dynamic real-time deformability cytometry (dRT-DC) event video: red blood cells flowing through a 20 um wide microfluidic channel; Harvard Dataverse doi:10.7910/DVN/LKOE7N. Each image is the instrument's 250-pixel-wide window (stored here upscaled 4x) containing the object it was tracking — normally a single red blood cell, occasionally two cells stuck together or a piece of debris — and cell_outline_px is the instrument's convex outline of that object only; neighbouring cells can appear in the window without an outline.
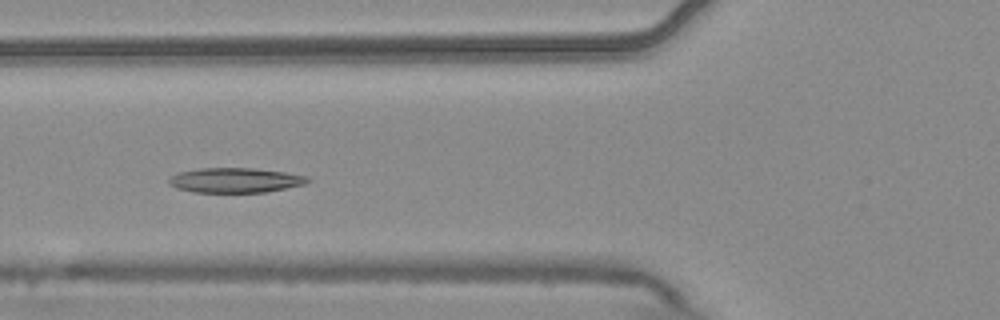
{"species": "common noctule bat (a hibernating species)", "species_latin": "Nyctalus noctula", "temperature_condition": "warm", "stored_images_in_passage": 12, "camera_frame_rate_fps": 3000, "um_per_image_px": 0.085, "animal": {"sex": "male", "body_mass_g": 20.4}, "frame": {"image": 1, "passage_image": 3, "time_ms": 0.667, "image_size_px": [1000, 320], "cell_outline_px": [[312, 180], [304, 184], [264, 192], [192, 192], [176, 188], [168, 184], [168, 180], [172, 176], [180, 172], [200, 168], [252, 168], [284, 172], [308, 176]], "centroid_in_image_um": [19.98, 15.32], "position_along_channel_um": 105.8, "area_um2": 19.94}}
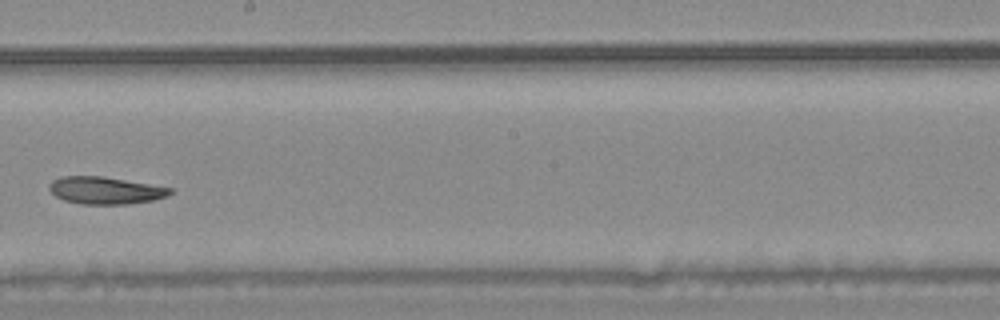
{"frame": {"image": 2, "passage_image": 6, "time_ms": 1.667, "image_size_px": [1000, 320], "cell_outline_px": [[172, 192], [168, 196], [152, 200], [128, 204], [80, 204], [64, 200], [56, 196], [48, 188], [48, 184], [52, 180], [60, 176], [104, 176], [172, 188]], "centroid_in_image_um": [8.93, 16.18], "position_along_channel_um": 239.3, "area_um2": 19.25}}
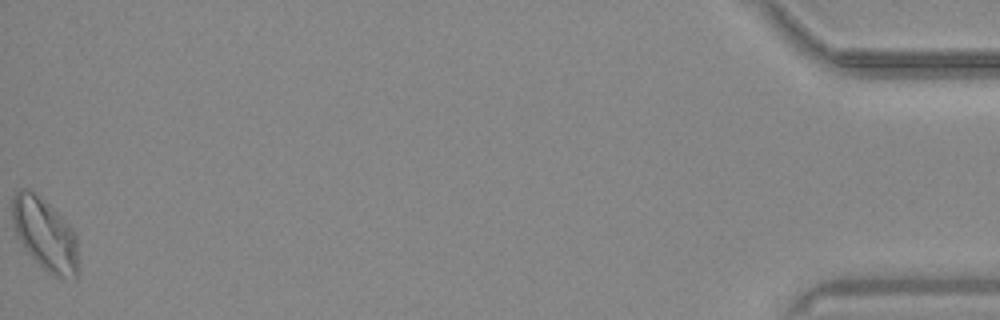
{"frame": {"image": 3, "passage_image": 12, "time_ms": 3.667, "image_size_px": [1000, 320], "cell_outline_px": [[80, 272], [76, 280], [56, 276], [48, 272], [24, 248], [12, 228], [12, 196], [20, 188], [28, 188], [48, 204], [72, 228], [76, 236]], "centroid_in_image_um": [3.84, 19.95], "position_along_channel_um": 431.4, "area_um2": 27.92}}